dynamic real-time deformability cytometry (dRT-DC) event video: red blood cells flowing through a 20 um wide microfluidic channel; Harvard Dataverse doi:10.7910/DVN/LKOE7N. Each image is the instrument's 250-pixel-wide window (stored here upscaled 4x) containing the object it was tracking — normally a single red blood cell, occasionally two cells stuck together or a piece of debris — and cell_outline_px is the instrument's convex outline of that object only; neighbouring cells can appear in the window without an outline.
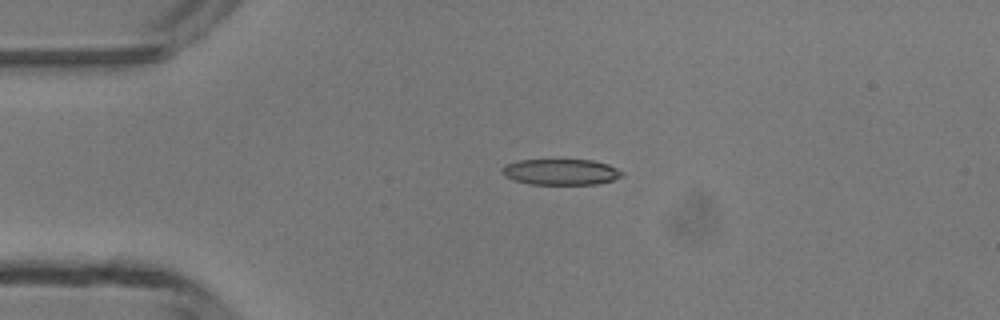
{"species": "common noctule bat (a hibernating species)", "species_latin": "Nyctalus noctula", "temperature_condition": "room temperature", "stored_images_in_passage": 5, "camera_frame_rate_fps": 3000, "um_per_image_px": 0.085, "animal": {"sex": "male", "body_mass_g": 13.3}, "frame": {"image": 1, "passage_image": 3, "time_ms": 2.333, "image_size_px": [1000, 320], "cell_outline_px": [[624, 176], [612, 180], [596, 184], [528, 184], [512, 180], [504, 176], [504, 168], [508, 164], [520, 160], [592, 160], [608, 164], [624, 172]], "centroid_in_image_um": [47.72, 14.62], "position_along_channel_um": 37.3, "area_um2": 17.98}}
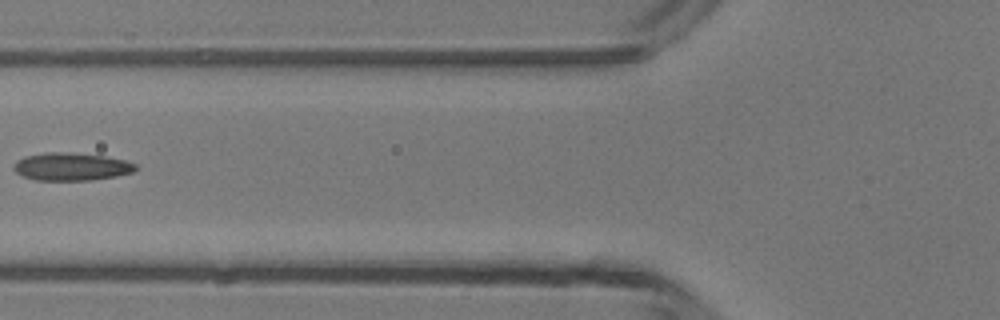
{"frame": {"image": 2, "passage_image": 5, "time_ms": 5.0, "image_size_px": [1000, 320], "cell_outline_px": [[136, 168], [132, 172], [116, 176], [92, 180], [36, 180], [24, 176], [16, 172], [12, 168], [16, 160], [24, 156], [44, 152], [68, 152], [104, 156], [124, 160], [136, 164]], "centroid_in_image_um": [6.02, 14.16], "position_along_channel_um": 119.8, "area_um2": 19.71}}